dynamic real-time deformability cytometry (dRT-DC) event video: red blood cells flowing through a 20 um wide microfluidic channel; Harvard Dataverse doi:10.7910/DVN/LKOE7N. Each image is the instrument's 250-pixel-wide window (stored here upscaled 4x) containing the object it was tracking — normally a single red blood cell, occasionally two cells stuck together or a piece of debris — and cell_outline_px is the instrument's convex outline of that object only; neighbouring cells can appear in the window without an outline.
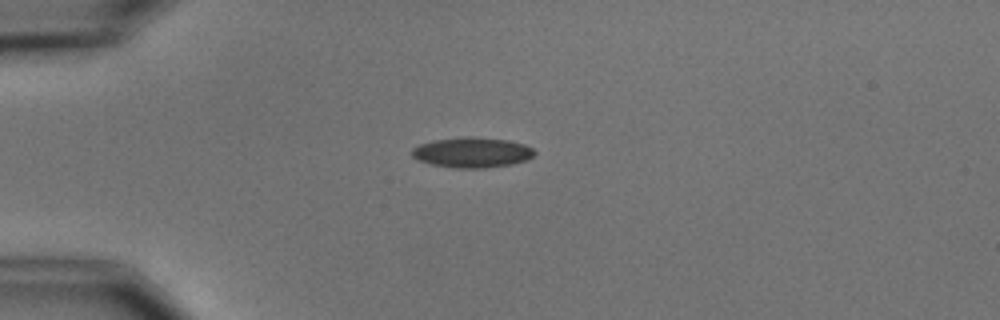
{"species": "common noctule bat (a hibernating species)", "species_latin": "Nyctalus noctula", "temperature_condition": "cold", "stored_images_in_passage": 5, "camera_frame_rate_fps": 3000, "um_per_image_px": 0.085, "animal": {"sex": "male", "body_mass_g": 15.6}, "frame": {"image": 1, "passage_image": 1, "time_ms": 0.0, "image_size_px": [1000, 320], "cell_outline_px": [[536, 152], [528, 160], [512, 164], [484, 168], [452, 168], [432, 164], [420, 160], [412, 156], [412, 148], [420, 144], [432, 140], [460, 136], [472, 136], [508, 140], [524, 144], [532, 148]], "centroid_in_image_um": [40.13, 12.95], "position_along_channel_um": 44.9, "area_um2": 21.79}}
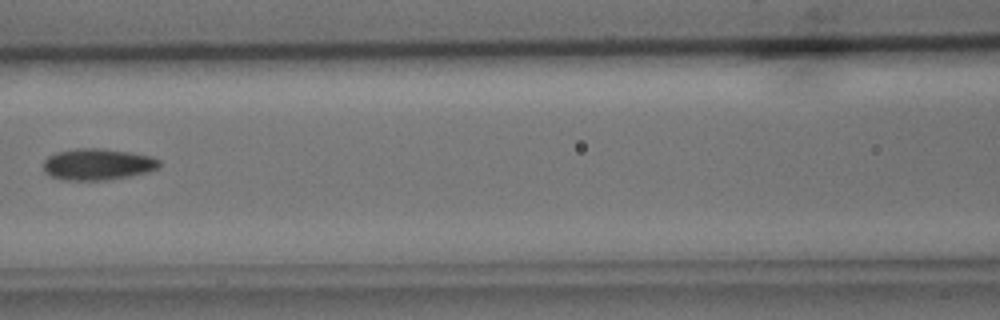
{"frame": {"image": 2, "passage_image": 4, "time_ms": 3.667, "image_size_px": [1000, 320], "cell_outline_px": [[160, 168], [128, 176], [104, 180], [60, 180], [44, 172], [44, 160], [48, 156], [56, 152], [76, 148], [104, 148], [152, 156], [160, 160]], "centroid_in_image_um": [8.28, 13.96], "position_along_channel_um": 158.3, "area_um2": 21.27}}
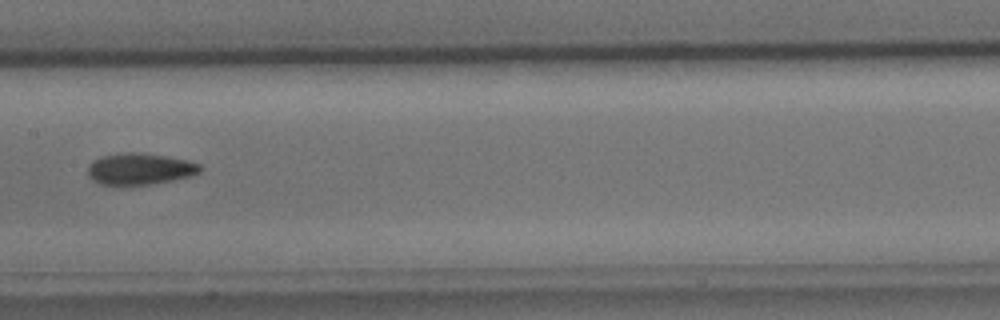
{"frame": {"image": 3, "passage_image": 5, "time_ms": 4.667, "image_size_px": [1000, 320], "cell_outline_px": [[200, 172], [192, 176], [152, 184], [100, 184], [92, 180], [88, 176], [88, 164], [92, 160], [100, 156], [120, 152], [140, 152], [188, 160], [200, 164]], "centroid_in_image_um": [11.85, 14.34], "position_along_channel_um": 195.5, "area_um2": 20.69}}